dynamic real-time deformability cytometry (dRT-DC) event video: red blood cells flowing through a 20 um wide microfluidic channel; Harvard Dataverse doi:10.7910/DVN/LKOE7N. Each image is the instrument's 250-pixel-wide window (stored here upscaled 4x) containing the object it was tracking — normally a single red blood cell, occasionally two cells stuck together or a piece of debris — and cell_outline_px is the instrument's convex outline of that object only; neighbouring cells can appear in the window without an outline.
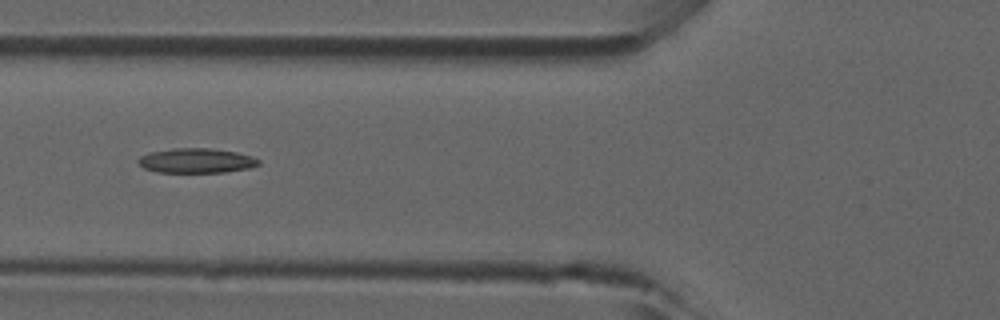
{"species": "common noctule bat (a hibernating species)", "species_latin": "Nyctalus noctula", "temperature_condition": "room temperature", "stored_images_in_passage": 38, "camera_frame_rate_fps": 3000, "um_per_image_px": 0.085, "animal": {"sex": "male", "forearm_length_mm": 52.5}, "frame": {"image": 1, "passage_image": 12, "time_ms": 3.667, "image_size_px": [1000, 320], "cell_outline_px": [[260, 164], [248, 168], [224, 172], [160, 172], [144, 168], [136, 160], [140, 156], [148, 152], [172, 148], [212, 148], [236, 152], [252, 156], [260, 160]], "centroid_in_image_um": [16.68, 13.64], "position_along_channel_um": 109.1, "area_um2": 17.34}}